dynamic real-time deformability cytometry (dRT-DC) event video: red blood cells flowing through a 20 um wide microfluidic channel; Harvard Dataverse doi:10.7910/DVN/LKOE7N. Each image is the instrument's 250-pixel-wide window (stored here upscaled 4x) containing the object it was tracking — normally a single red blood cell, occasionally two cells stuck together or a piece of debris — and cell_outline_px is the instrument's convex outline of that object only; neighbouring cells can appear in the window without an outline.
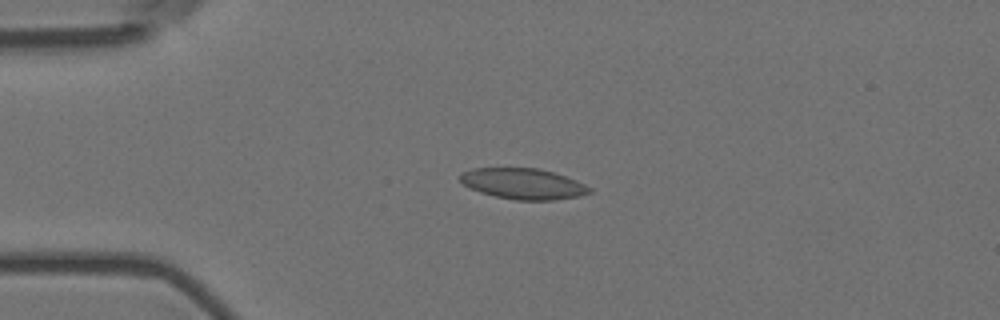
{"species": "Egyptian fruit bat (a non-hibernating species)", "species_latin": "Rousettus aegyptiacus", "temperature_condition": "room temperature", "stored_images_in_passage": 3, "camera_frame_rate_fps": 3000, "um_per_image_px": 0.085, "animal": {"sex": "female"}, "frame": {"image": 1, "passage_image": 2, "time_ms": 0.333, "image_size_px": [1000, 320], "cell_outline_px": [[592, 192], [580, 196], [552, 200], [516, 200], [496, 196], [480, 192], [468, 188], [460, 180], [460, 176], [464, 172], [472, 168], [536, 168], [552, 172], [576, 180], [592, 188]], "centroid_in_image_um": [44.48, 15.62], "position_along_channel_um": 40.5, "area_um2": 23.06}}